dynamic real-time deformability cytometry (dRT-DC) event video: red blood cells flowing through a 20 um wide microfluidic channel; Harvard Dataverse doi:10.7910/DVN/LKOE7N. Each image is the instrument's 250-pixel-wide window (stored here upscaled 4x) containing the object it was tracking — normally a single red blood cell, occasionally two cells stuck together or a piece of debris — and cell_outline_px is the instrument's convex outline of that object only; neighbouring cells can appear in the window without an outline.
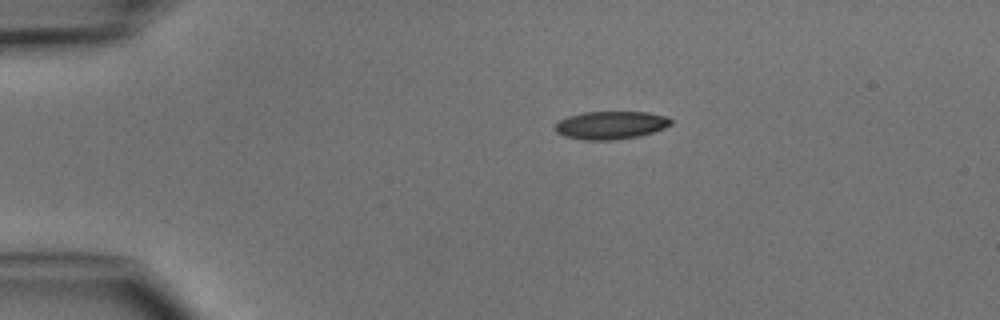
{"species": "common noctule bat (a hibernating species)", "species_latin": "Nyctalus noctula", "temperature_condition": "cold", "stored_images_in_passage": 2, "camera_frame_rate_fps": 3000, "um_per_image_px": 0.085, "animal": {"sex": "male", "body_mass_g": 15.6}, "frame": {"image": 1, "passage_image": 1, "time_ms": 0.0, "image_size_px": [1000, 320], "cell_outline_px": [[672, 124], [664, 128], [652, 132], [636, 136], [612, 140], [584, 140], [564, 136], [556, 132], [552, 128], [560, 120], [568, 116], [584, 112], [648, 112], [664, 116], [672, 120]], "centroid_in_image_um": [51.87, 10.64], "position_along_channel_um": 33.1, "area_um2": 18.79}}